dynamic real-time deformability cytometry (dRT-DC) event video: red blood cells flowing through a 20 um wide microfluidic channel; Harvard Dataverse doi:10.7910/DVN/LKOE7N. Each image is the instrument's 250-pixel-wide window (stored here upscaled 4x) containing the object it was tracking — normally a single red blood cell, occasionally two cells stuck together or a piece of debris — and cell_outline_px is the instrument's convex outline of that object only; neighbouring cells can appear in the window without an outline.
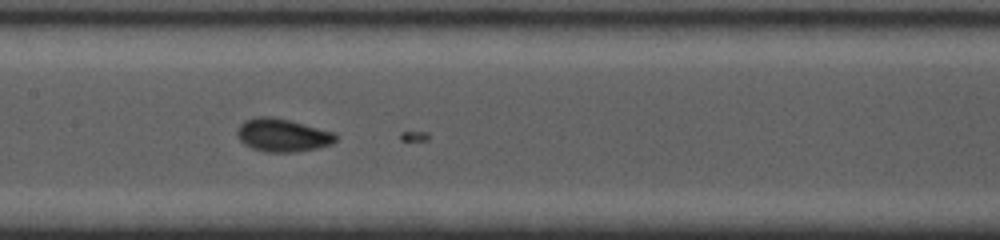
{"species": "common noctule bat (a hibernating species)", "species_latin": "Nyctalus noctula", "temperature_condition": "cold", "stored_images_in_passage": 13, "camera_frame_rate_fps": 5000, "um_per_image_px": 0.085, "animal": {"sex": "female", "body_mass_g": 19.0, "forearm_length_mm": 53.3}, "frame": {"image": 1, "passage_image": 11, "time_ms": 2.6, "image_size_px": [1000, 240], "cell_outline_px": [[340, 136], [332, 144], [316, 148], [296, 152], [268, 152], [252, 148], [244, 144], [236, 136], [236, 132], [240, 124], [244, 120], [256, 116], [272, 116], [304, 124], [332, 132]], "centroid_in_image_um": [23.99, 11.48], "position_along_channel_um": 183.4, "area_um2": 19.02}}